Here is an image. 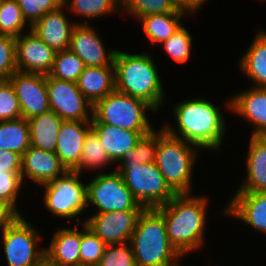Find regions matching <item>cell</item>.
Returning <instances> with one entry per match:
<instances>
[{"label":"cell","mask_w":266,"mask_h":266,"mask_svg":"<svg viewBox=\"0 0 266 266\" xmlns=\"http://www.w3.org/2000/svg\"><path fill=\"white\" fill-rule=\"evenodd\" d=\"M163 49L178 63L188 61L191 54L192 36L181 26L169 39L162 42Z\"/></svg>","instance_id":"obj_36"},{"label":"cell","mask_w":266,"mask_h":266,"mask_svg":"<svg viewBox=\"0 0 266 266\" xmlns=\"http://www.w3.org/2000/svg\"><path fill=\"white\" fill-rule=\"evenodd\" d=\"M27 121L30 129L31 146L54 152L59 130L64 120L55 112L49 111Z\"/></svg>","instance_id":"obj_25"},{"label":"cell","mask_w":266,"mask_h":266,"mask_svg":"<svg viewBox=\"0 0 266 266\" xmlns=\"http://www.w3.org/2000/svg\"><path fill=\"white\" fill-rule=\"evenodd\" d=\"M225 213L266 234V192H236Z\"/></svg>","instance_id":"obj_20"},{"label":"cell","mask_w":266,"mask_h":266,"mask_svg":"<svg viewBox=\"0 0 266 266\" xmlns=\"http://www.w3.org/2000/svg\"><path fill=\"white\" fill-rule=\"evenodd\" d=\"M98 208V213L123 210H143L123 181L122 175L115 170L100 171L87 184V204Z\"/></svg>","instance_id":"obj_9"},{"label":"cell","mask_w":266,"mask_h":266,"mask_svg":"<svg viewBox=\"0 0 266 266\" xmlns=\"http://www.w3.org/2000/svg\"><path fill=\"white\" fill-rule=\"evenodd\" d=\"M91 121H63L55 148L61 164L68 171H74L80 164V158Z\"/></svg>","instance_id":"obj_18"},{"label":"cell","mask_w":266,"mask_h":266,"mask_svg":"<svg viewBox=\"0 0 266 266\" xmlns=\"http://www.w3.org/2000/svg\"><path fill=\"white\" fill-rule=\"evenodd\" d=\"M173 111L179 132L165 124L162 127L169 135L199 149H220L226 122L218 106L207 99L196 98L175 104Z\"/></svg>","instance_id":"obj_1"},{"label":"cell","mask_w":266,"mask_h":266,"mask_svg":"<svg viewBox=\"0 0 266 266\" xmlns=\"http://www.w3.org/2000/svg\"><path fill=\"white\" fill-rule=\"evenodd\" d=\"M26 20L16 0H0V33L2 35L20 36L24 30Z\"/></svg>","instance_id":"obj_32"},{"label":"cell","mask_w":266,"mask_h":266,"mask_svg":"<svg viewBox=\"0 0 266 266\" xmlns=\"http://www.w3.org/2000/svg\"><path fill=\"white\" fill-rule=\"evenodd\" d=\"M196 147L169 135L163 127L159 131L155 163L176 194H189L191 191L193 166L198 149Z\"/></svg>","instance_id":"obj_5"},{"label":"cell","mask_w":266,"mask_h":266,"mask_svg":"<svg viewBox=\"0 0 266 266\" xmlns=\"http://www.w3.org/2000/svg\"><path fill=\"white\" fill-rule=\"evenodd\" d=\"M31 146L29 124L23 117L0 122V149L20 154Z\"/></svg>","instance_id":"obj_28"},{"label":"cell","mask_w":266,"mask_h":266,"mask_svg":"<svg viewBox=\"0 0 266 266\" xmlns=\"http://www.w3.org/2000/svg\"><path fill=\"white\" fill-rule=\"evenodd\" d=\"M23 180L21 171H0V200L16 210V201Z\"/></svg>","instance_id":"obj_41"},{"label":"cell","mask_w":266,"mask_h":266,"mask_svg":"<svg viewBox=\"0 0 266 266\" xmlns=\"http://www.w3.org/2000/svg\"><path fill=\"white\" fill-rule=\"evenodd\" d=\"M187 13L190 14L191 12L149 14L140 17L139 20L146 37L155 45L166 41L177 32L183 24L180 19Z\"/></svg>","instance_id":"obj_27"},{"label":"cell","mask_w":266,"mask_h":266,"mask_svg":"<svg viewBox=\"0 0 266 266\" xmlns=\"http://www.w3.org/2000/svg\"><path fill=\"white\" fill-rule=\"evenodd\" d=\"M22 10V14L30 28L45 13L57 9L63 4V0H16Z\"/></svg>","instance_id":"obj_39"},{"label":"cell","mask_w":266,"mask_h":266,"mask_svg":"<svg viewBox=\"0 0 266 266\" xmlns=\"http://www.w3.org/2000/svg\"><path fill=\"white\" fill-rule=\"evenodd\" d=\"M19 217L1 232L8 266H39L45 260V249L37 250V229Z\"/></svg>","instance_id":"obj_10"},{"label":"cell","mask_w":266,"mask_h":266,"mask_svg":"<svg viewBox=\"0 0 266 266\" xmlns=\"http://www.w3.org/2000/svg\"><path fill=\"white\" fill-rule=\"evenodd\" d=\"M19 100L9 80L0 84V122L21 118Z\"/></svg>","instance_id":"obj_38"},{"label":"cell","mask_w":266,"mask_h":266,"mask_svg":"<svg viewBox=\"0 0 266 266\" xmlns=\"http://www.w3.org/2000/svg\"><path fill=\"white\" fill-rule=\"evenodd\" d=\"M108 163H112V161L101 144L98 135L91 128L84 141L80 164L74 171L81 173L84 167L86 169H99V167H105Z\"/></svg>","instance_id":"obj_30"},{"label":"cell","mask_w":266,"mask_h":266,"mask_svg":"<svg viewBox=\"0 0 266 266\" xmlns=\"http://www.w3.org/2000/svg\"><path fill=\"white\" fill-rule=\"evenodd\" d=\"M114 66L116 91L146 101L155 111L163 105V84L150 54L117 50Z\"/></svg>","instance_id":"obj_3"},{"label":"cell","mask_w":266,"mask_h":266,"mask_svg":"<svg viewBox=\"0 0 266 266\" xmlns=\"http://www.w3.org/2000/svg\"><path fill=\"white\" fill-rule=\"evenodd\" d=\"M112 162H119L123 155L134 149L142 133L118 128L110 124H91Z\"/></svg>","instance_id":"obj_23"},{"label":"cell","mask_w":266,"mask_h":266,"mask_svg":"<svg viewBox=\"0 0 266 266\" xmlns=\"http://www.w3.org/2000/svg\"><path fill=\"white\" fill-rule=\"evenodd\" d=\"M119 7L138 19L149 14L190 12L174 0H120Z\"/></svg>","instance_id":"obj_29"},{"label":"cell","mask_w":266,"mask_h":266,"mask_svg":"<svg viewBox=\"0 0 266 266\" xmlns=\"http://www.w3.org/2000/svg\"><path fill=\"white\" fill-rule=\"evenodd\" d=\"M68 2L71 5L66 8L87 19L117 12V7L120 6V0H63L65 5Z\"/></svg>","instance_id":"obj_34"},{"label":"cell","mask_w":266,"mask_h":266,"mask_svg":"<svg viewBox=\"0 0 266 266\" xmlns=\"http://www.w3.org/2000/svg\"><path fill=\"white\" fill-rule=\"evenodd\" d=\"M84 62L70 49L57 51L51 77L76 83L84 71Z\"/></svg>","instance_id":"obj_31"},{"label":"cell","mask_w":266,"mask_h":266,"mask_svg":"<svg viewBox=\"0 0 266 266\" xmlns=\"http://www.w3.org/2000/svg\"><path fill=\"white\" fill-rule=\"evenodd\" d=\"M46 86L50 111L55 112L64 121L92 120L93 105L78 89L77 83L46 75Z\"/></svg>","instance_id":"obj_11"},{"label":"cell","mask_w":266,"mask_h":266,"mask_svg":"<svg viewBox=\"0 0 266 266\" xmlns=\"http://www.w3.org/2000/svg\"><path fill=\"white\" fill-rule=\"evenodd\" d=\"M76 83L82 94L94 105L115 90V66L85 67Z\"/></svg>","instance_id":"obj_24"},{"label":"cell","mask_w":266,"mask_h":266,"mask_svg":"<svg viewBox=\"0 0 266 266\" xmlns=\"http://www.w3.org/2000/svg\"><path fill=\"white\" fill-rule=\"evenodd\" d=\"M39 266H56L51 263H49L46 259L39 265Z\"/></svg>","instance_id":"obj_45"},{"label":"cell","mask_w":266,"mask_h":266,"mask_svg":"<svg viewBox=\"0 0 266 266\" xmlns=\"http://www.w3.org/2000/svg\"><path fill=\"white\" fill-rule=\"evenodd\" d=\"M180 7L189 10L191 13L196 12L206 0H174Z\"/></svg>","instance_id":"obj_44"},{"label":"cell","mask_w":266,"mask_h":266,"mask_svg":"<svg viewBox=\"0 0 266 266\" xmlns=\"http://www.w3.org/2000/svg\"><path fill=\"white\" fill-rule=\"evenodd\" d=\"M98 266H136L130 242L107 244Z\"/></svg>","instance_id":"obj_37"},{"label":"cell","mask_w":266,"mask_h":266,"mask_svg":"<svg viewBox=\"0 0 266 266\" xmlns=\"http://www.w3.org/2000/svg\"><path fill=\"white\" fill-rule=\"evenodd\" d=\"M227 108L253 123L251 135L266 136V88L251 87L235 95L227 102Z\"/></svg>","instance_id":"obj_19"},{"label":"cell","mask_w":266,"mask_h":266,"mask_svg":"<svg viewBox=\"0 0 266 266\" xmlns=\"http://www.w3.org/2000/svg\"><path fill=\"white\" fill-rule=\"evenodd\" d=\"M81 241L82 231L77 226L58 230L45 249V259L56 266H81Z\"/></svg>","instance_id":"obj_21"},{"label":"cell","mask_w":266,"mask_h":266,"mask_svg":"<svg viewBox=\"0 0 266 266\" xmlns=\"http://www.w3.org/2000/svg\"><path fill=\"white\" fill-rule=\"evenodd\" d=\"M22 156L12 151L0 149V171H21Z\"/></svg>","instance_id":"obj_42"},{"label":"cell","mask_w":266,"mask_h":266,"mask_svg":"<svg viewBox=\"0 0 266 266\" xmlns=\"http://www.w3.org/2000/svg\"><path fill=\"white\" fill-rule=\"evenodd\" d=\"M69 49L84 62L85 67L114 66L117 50L109 49L107 52L93 25L86 22L77 23L74 27Z\"/></svg>","instance_id":"obj_15"},{"label":"cell","mask_w":266,"mask_h":266,"mask_svg":"<svg viewBox=\"0 0 266 266\" xmlns=\"http://www.w3.org/2000/svg\"><path fill=\"white\" fill-rule=\"evenodd\" d=\"M247 177L236 192H266V136L250 137Z\"/></svg>","instance_id":"obj_22"},{"label":"cell","mask_w":266,"mask_h":266,"mask_svg":"<svg viewBox=\"0 0 266 266\" xmlns=\"http://www.w3.org/2000/svg\"><path fill=\"white\" fill-rule=\"evenodd\" d=\"M143 210H123L96 213L84 222L106 245L130 242Z\"/></svg>","instance_id":"obj_13"},{"label":"cell","mask_w":266,"mask_h":266,"mask_svg":"<svg viewBox=\"0 0 266 266\" xmlns=\"http://www.w3.org/2000/svg\"><path fill=\"white\" fill-rule=\"evenodd\" d=\"M116 170L122 175L134 199L144 209L165 205L176 195L155 162L121 164Z\"/></svg>","instance_id":"obj_7"},{"label":"cell","mask_w":266,"mask_h":266,"mask_svg":"<svg viewBox=\"0 0 266 266\" xmlns=\"http://www.w3.org/2000/svg\"><path fill=\"white\" fill-rule=\"evenodd\" d=\"M159 130L153 129L150 133L143 135L134 149L128 150L120 164H147L155 162L158 147Z\"/></svg>","instance_id":"obj_33"},{"label":"cell","mask_w":266,"mask_h":266,"mask_svg":"<svg viewBox=\"0 0 266 266\" xmlns=\"http://www.w3.org/2000/svg\"><path fill=\"white\" fill-rule=\"evenodd\" d=\"M65 4L45 13L30 30L50 48L57 51L69 49L72 32L77 23H70L64 13Z\"/></svg>","instance_id":"obj_16"},{"label":"cell","mask_w":266,"mask_h":266,"mask_svg":"<svg viewBox=\"0 0 266 266\" xmlns=\"http://www.w3.org/2000/svg\"><path fill=\"white\" fill-rule=\"evenodd\" d=\"M130 244L136 266H180L181 255L170 244L163 215L156 208L140 213Z\"/></svg>","instance_id":"obj_4"},{"label":"cell","mask_w":266,"mask_h":266,"mask_svg":"<svg viewBox=\"0 0 266 266\" xmlns=\"http://www.w3.org/2000/svg\"><path fill=\"white\" fill-rule=\"evenodd\" d=\"M55 152L30 146L22 155L21 177L43 185L66 172Z\"/></svg>","instance_id":"obj_17"},{"label":"cell","mask_w":266,"mask_h":266,"mask_svg":"<svg viewBox=\"0 0 266 266\" xmlns=\"http://www.w3.org/2000/svg\"><path fill=\"white\" fill-rule=\"evenodd\" d=\"M240 60V67L255 84L266 88V31H259Z\"/></svg>","instance_id":"obj_26"},{"label":"cell","mask_w":266,"mask_h":266,"mask_svg":"<svg viewBox=\"0 0 266 266\" xmlns=\"http://www.w3.org/2000/svg\"><path fill=\"white\" fill-rule=\"evenodd\" d=\"M83 225L84 231H82L80 245L81 266H98L106 244L88 229L84 223Z\"/></svg>","instance_id":"obj_35"},{"label":"cell","mask_w":266,"mask_h":266,"mask_svg":"<svg viewBox=\"0 0 266 266\" xmlns=\"http://www.w3.org/2000/svg\"><path fill=\"white\" fill-rule=\"evenodd\" d=\"M81 173L76 171H66L63 175L53 181L43 184L44 205L47 209L60 218L77 217L84 211L87 204V184L80 181Z\"/></svg>","instance_id":"obj_8"},{"label":"cell","mask_w":266,"mask_h":266,"mask_svg":"<svg viewBox=\"0 0 266 266\" xmlns=\"http://www.w3.org/2000/svg\"><path fill=\"white\" fill-rule=\"evenodd\" d=\"M207 205L204 197L176 194L156 208L163 215L170 244L181 256L202 247Z\"/></svg>","instance_id":"obj_2"},{"label":"cell","mask_w":266,"mask_h":266,"mask_svg":"<svg viewBox=\"0 0 266 266\" xmlns=\"http://www.w3.org/2000/svg\"><path fill=\"white\" fill-rule=\"evenodd\" d=\"M21 214L15 210L10 204L0 200V228L2 232L10 227Z\"/></svg>","instance_id":"obj_43"},{"label":"cell","mask_w":266,"mask_h":266,"mask_svg":"<svg viewBox=\"0 0 266 266\" xmlns=\"http://www.w3.org/2000/svg\"><path fill=\"white\" fill-rule=\"evenodd\" d=\"M17 70L15 38L0 35V78L8 80Z\"/></svg>","instance_id":"obj_40"},{"label":"cell","mask_w":266,"mask_h":266,"mask_svg":"<svg viewBox=\"0 0 266 266\" xmlns=\"http://www.w3.org/2000/svg\"><path fill=\"white\" fill-rule=\"evenodd\" d=\"M16 67L18 71L49 75L56 51L50 48L31 30L15 38Z\"/></svg>","instance_id":"obj_14"},{"label":"cell","mask_w":266,"mask_h":266,"mask_svg":"<svg viewBox=\"0 0 266 266\" xmlns=\"http://www.w3.org/2000/svg\"><path fill=\"white\" fill-rule=\"evenodd\" d=\"M8 80L14 87L24 119L50 111L46 75L16 70Z\"/></svg>","instance_id":"obj_12"},{"label":"cell","mask_w":266,"mask_h":266,"mask_svg":"<svg viewBox=\"0 0 266 266\" xmlns=\"http://www.w3.org/2000/svg\"><path fill=\"white\" fill-rule=\"evenodd\" d=\"M156 112L146 101L114 90L93 105L91 124H110L146 135L153 130L146 111Z\"/></svg>","instance_id":"obj_6"}]
</instances>
